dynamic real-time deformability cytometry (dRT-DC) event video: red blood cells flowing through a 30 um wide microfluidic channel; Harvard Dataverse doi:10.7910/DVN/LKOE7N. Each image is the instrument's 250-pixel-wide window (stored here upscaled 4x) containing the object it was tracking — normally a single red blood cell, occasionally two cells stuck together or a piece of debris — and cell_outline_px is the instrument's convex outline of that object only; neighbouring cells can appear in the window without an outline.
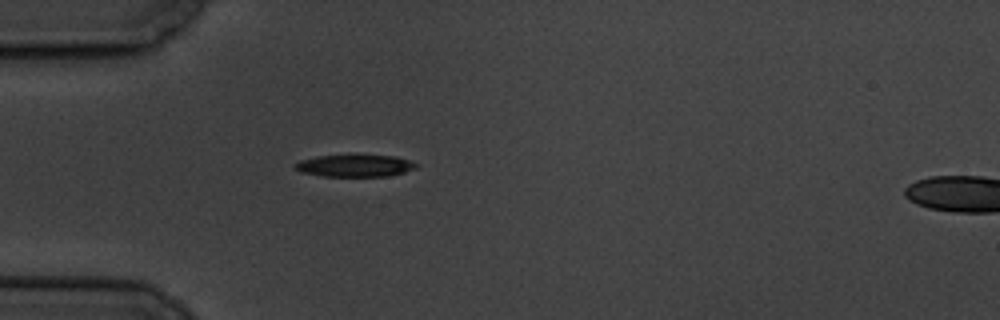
{"species": "common noctule bat (a hibernating species)", "species_latin": "Nyctalus noctula", "temperature_condition": "cold", "stored_images_in_passage": 2, "segment_of_instrument_passage": [1, 2], "camera_frame_rate_fps": 3000, "um_per_image_px": 0.085, "animal": {"sex": "male", "body_mass_g": 19.5, "forearm_length_mm": 54.6}, "frame": {"image": 1, "passage_image": 1, "time_ms": 0.0, "image_size_px": [1000, 320], "cell_outline_px": [[420, 164], [416, 168], [404, 172], [388, 176], [324, 176], [300, 172], [292, 168], [292, 164], [300, 160], [316, 156], [348, 152], [356, 152], [396, 156]], "centroid_in_image_um": [30.12, 14.02], "position_along_channel_um": 54.9, "area_um2": 16.76}}